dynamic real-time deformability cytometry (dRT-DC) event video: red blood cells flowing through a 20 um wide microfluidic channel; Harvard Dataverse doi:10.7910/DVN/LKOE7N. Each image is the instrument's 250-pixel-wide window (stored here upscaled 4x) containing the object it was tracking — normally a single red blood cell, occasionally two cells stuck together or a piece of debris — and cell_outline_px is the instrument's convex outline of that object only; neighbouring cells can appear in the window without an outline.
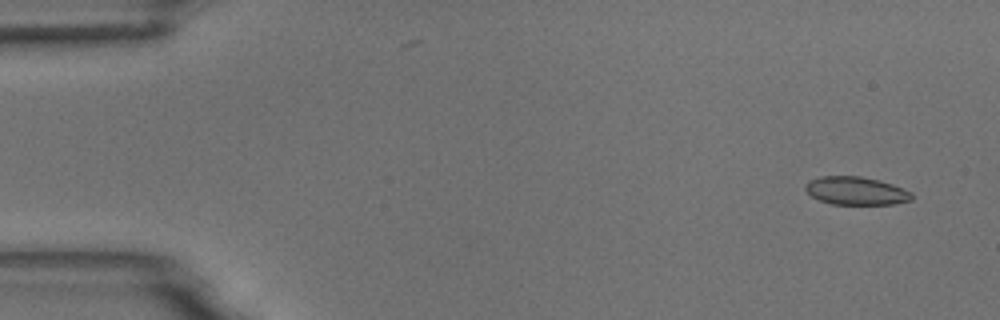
{"species": "common noctule bat (a hibernating species)", "species_latin": "Nyctalus noctula", "temperature_condition": "room temperature", "stored_images_in_passage": 54, "camera_frame_rate_fps": 3000, "um_per_image_px": 0.085, "animal": {"sex": "male", "body_mass_g": 18.8}, "frame": {"image": 1, "passage_image": 3, "time_ms": 0.667, "image_size_px": [1000, 320], "cell_outline_px": [[912, 200], [892, 204], [832, 204], [820, 200], [812, 196], [804, 188], [804, 184], [808, 180], [820, 176], [860, 176], [880, 180], [892, 184], [912, 192]], "centroid_in_image_um": [72.74, 16.21], "position_along_channel_um": 12.3, "area_um2": 17.46}}
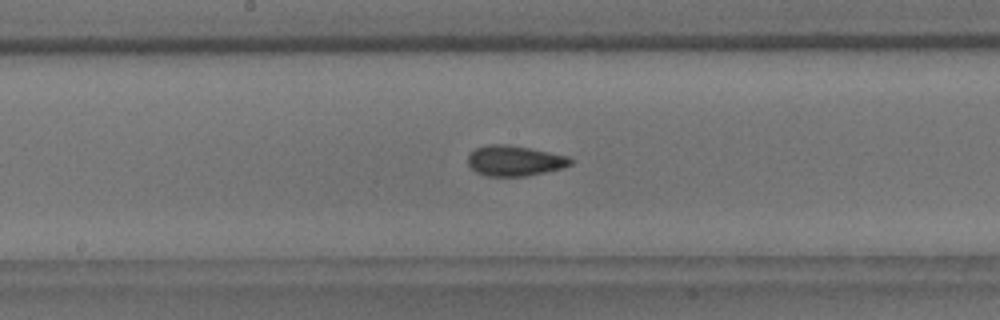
{"frame": {"image": 2, "passage_image": 28, "time_ms": 9.0, "image_size_px": [1000, 320], "cell_outline_px": [[572, 164], [564, 168], [528, 176], [484, 176], [476, 172], [468, 164], [468, 156], [476, 148], [492, 144], [508, 144], [568, 156], [572, 160]], "centroid_in_image_um": [43.75, 13.68], "position_along_channel_um": 204.4, "area_um2": 18.15}}
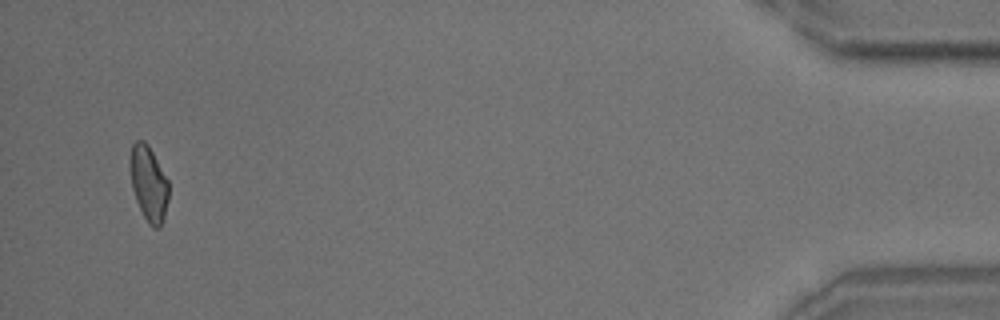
{"frame": {"image": 3, "passage_image": 52, "time_ms": 17.0, "image_size_px": [1000, 320], "cell_outline_px": [[168, 200], [164, 216], [160, 228], [152, 228], [148, 224], [136, 200], [132, 188], [128, 164], [128, 160], [132, 144], [136, 140], [144, 140], [148, 144], [168, 180]], "centroid_in_image_um": [12.61, 15.57], "position_along_channel_um": 422.6, "area_um2": 17.11}, "authors_computed_cell_mechanics": {"area_um2": 17.7446, "velocity_mm_per_s": 3.7331, "shape_relaxation_time_tau1_ms": 7.1704, "shape_relaxation_time_tau2_ms": 2.4638, "deformation_change_tau1": 0.1213, "deformation_change_tau2": 0.073}}